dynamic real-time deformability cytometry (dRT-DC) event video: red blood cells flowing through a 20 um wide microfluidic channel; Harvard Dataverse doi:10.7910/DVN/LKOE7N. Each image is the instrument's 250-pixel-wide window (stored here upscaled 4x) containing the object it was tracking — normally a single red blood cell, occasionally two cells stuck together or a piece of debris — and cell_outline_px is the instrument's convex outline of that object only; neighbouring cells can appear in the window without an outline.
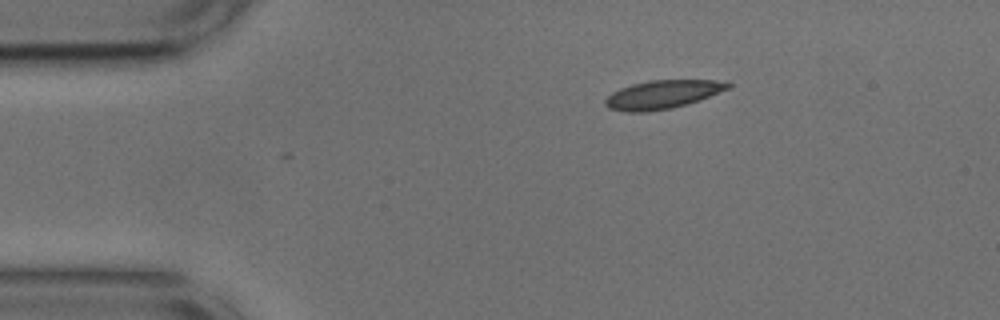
{"species": "common noctule bat (a hibernating species)", "species_latin": "Nyctalus noctula", "temperature_condition": "cold", "stored_images_in_passage": 2, "camera_frame_rate_fps": 3000, "um_per_image_px": 0.085, "animal": {"sex": "male", "body_mass_g": 17.9, "forearm_length_mm": 54.2}, "frame": {"image": 1, "passage_image": 2, "time_ms": 0.333, "image_size_px": [1000, 320], "cell_outline_px": [[732, 84], [728, 88], [688, 104], [672, 108], [648, 112], [624, 112], [608, 108], [604, 104], [604, 100], [612, 92], [620, 88], [632, 84], [648, 80], [716, 80]], "centroid_in_image_um": [56.24, 8.04], "position_along_channel_um": 28.8, "area_um2": 20.29}}